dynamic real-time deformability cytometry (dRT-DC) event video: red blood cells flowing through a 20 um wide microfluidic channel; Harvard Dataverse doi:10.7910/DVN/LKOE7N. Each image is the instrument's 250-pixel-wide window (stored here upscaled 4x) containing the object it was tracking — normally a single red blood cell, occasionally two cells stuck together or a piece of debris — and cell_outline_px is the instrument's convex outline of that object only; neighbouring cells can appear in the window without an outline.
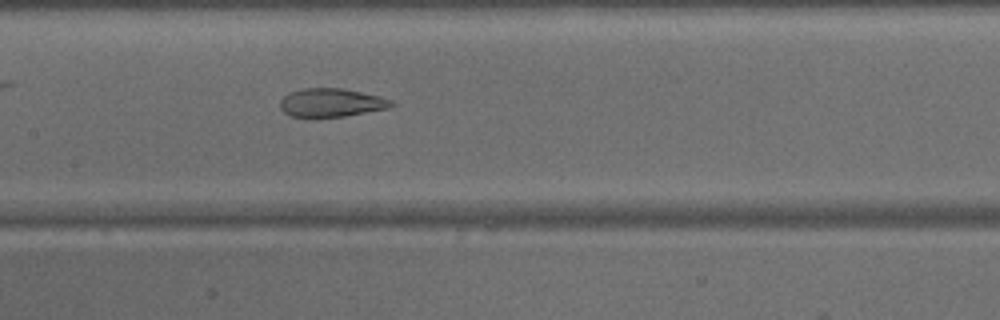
{"species": "common noctule bat (a hibernating species)", "species_latin": "Nyctalus noctula", "temperature_condition": "warm", "stored_images_in_passage": 37, "camera_frame_rate_fps": 3000, "um_per_image_px": 0.085, "animal": {"sex": "male", "body_mass_g": 15.6}, "frame": {"image": 1, "passage_image": 12, "time_ms": 3.667, "image_size_px": [1000, 320], "cell_outline_px": [[396, 104], [388, 108], [344, 116], [312, 120], [292, 116], [284, 112], [280, 108], [280, 100], [288, 92], [304, 88], [344, 88], [380, 96], [392, 100]], "centroid_in_image_um": [28.12, 8.75], "position_along_channel_um": 179.3, "area_um2": 19.07}}
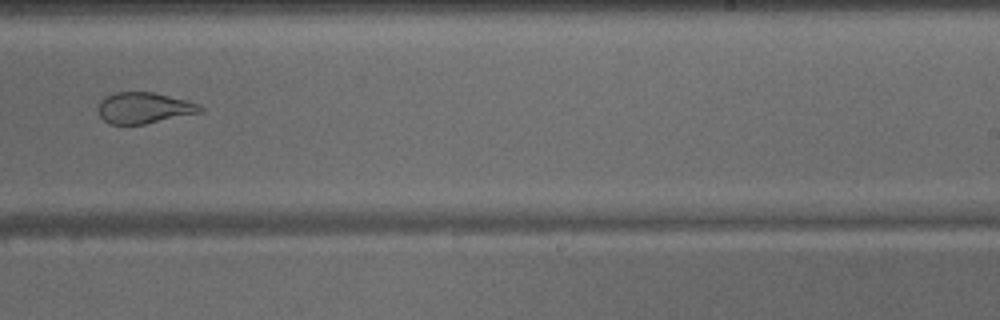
{"frame": {"image": 2, "passage_image": 19, "time_ms": 6.0, "image_size_px": [1000, 320], "cell_outline_px": [[204, 108], [200, 112], [144, 124], [108, 124], [100, 116], [96, 108], [100, 100], [104, 96], [116, 92], [156, 92], [188, 100], [200, 104]], "centroid_in_image_um": [12.21, 9.15], "position_along_channel_um": 276.8, "area_um2": 18.67}}
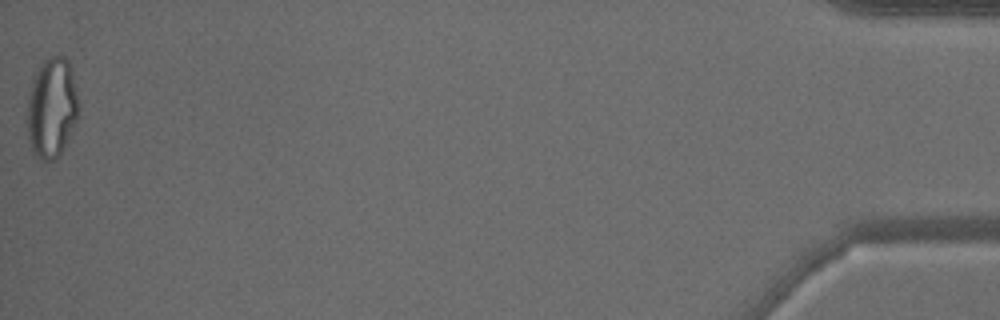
{"frame": {"image": 3, "passage_image": 37, "time_ms": 12.0, "image_size_px": [1000, 320], "cell_outline_px": [[80, 108], [76, 120], [64, 148], [60, 156], [52, 160], [40, 160], [32, 152], [28, 140], [24, 124], [28, 92], [44, 52], [60, 52], [68, 60], [80, 104]], "centroid_in_image_um": [4.35, 9.09], "position_along_channel_um": 430.8, "area_um2": 31.56}}